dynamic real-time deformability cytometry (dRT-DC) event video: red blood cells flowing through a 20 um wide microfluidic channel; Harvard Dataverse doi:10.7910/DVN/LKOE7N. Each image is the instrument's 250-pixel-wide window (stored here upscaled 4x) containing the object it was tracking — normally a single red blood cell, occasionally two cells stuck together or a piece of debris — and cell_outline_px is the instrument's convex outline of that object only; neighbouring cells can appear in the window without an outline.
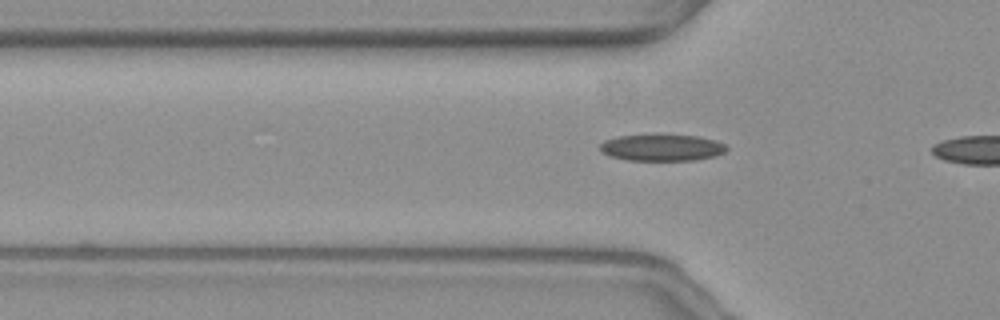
{"species": "common noctule bat (a hibernating species)", "species_latin": "Nyctalus noctula", "temperature_condition": "warm", "stored_images_in_passage": 8, "camera_frame_rate_fps": 3000, "um_per_image_px": 0.085, "animal": {"sex": "female", "body_mass_g": 19.3, "forearm_length_mm": 54.1}, "frame": {"image": 1, "passage_image": 6, "time_ms": 1.667, "image_size_px": [1000, 320], "cell_outline_px": [[728, 148], [724, 152], [716, 156], [696, 160], [628, 160], [612, 156], [600, 152], [600, 144], [604, 140], [620, 136], [656, 132], [696, 136], [712, 140], [724, 144]], "centroid_in_image_um": [56.23, 12.51], "position_along_channel_um": 69.6, "area_um2": 20.17}}